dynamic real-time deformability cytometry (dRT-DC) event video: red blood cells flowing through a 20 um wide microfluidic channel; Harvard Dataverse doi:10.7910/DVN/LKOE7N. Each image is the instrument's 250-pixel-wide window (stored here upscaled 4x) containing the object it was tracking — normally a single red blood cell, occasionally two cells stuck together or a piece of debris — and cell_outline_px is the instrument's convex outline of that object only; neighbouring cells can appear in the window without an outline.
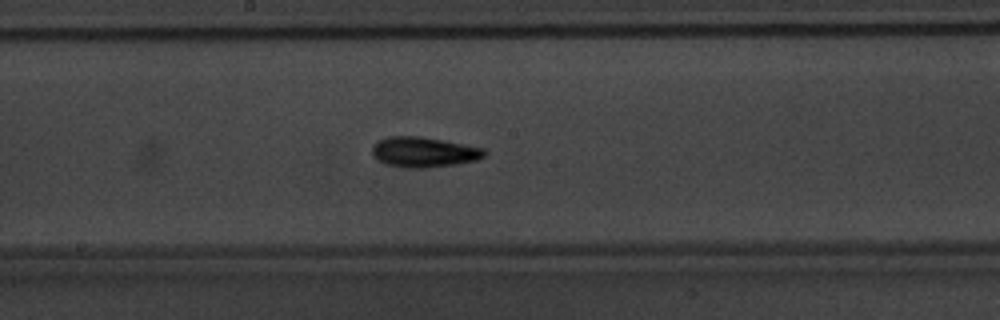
{"species": "common noctule bat (a hibernating species)", "species_latin": "Nyctalus noctula", "temperature_condition": "warm", "stored_images_in_passage": 37, "camera_frame_rate_fps": 3000, "um_per_image_px": 0.085, "animal": {"sex": "male", "body_mass_g": 20.1, "forearm_length_mm": 53.5}, "frame": {"image": 1, "passage_image": 14, "time_ms": 4.333, "image_size_px": [1000, 320], "cell_outline_px": [[488, 152], [484, 156], [476, 160], [456, 164], [424, 168], [404, 168], [384, 164], [372, 152], [372, 144], [388, 136], [416, 136], [464, 144], [484, 148]], "centroid_in_image_um": [36.03, 12.93], "position_along_channel_um": 212.2, "area_um2": 19.65}}
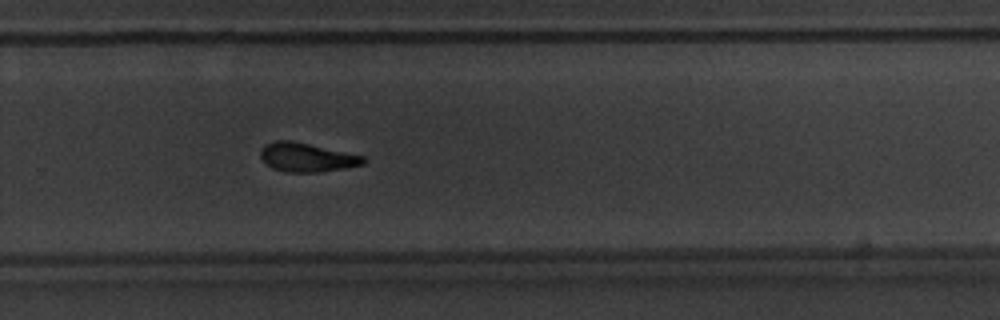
{"frame": {"image": 2, "passage_image": 21, "time_ms": 6.667, "image_size_px": [1000, 320], "cell_outline_px": [[368, 160], [364, 164], [344, 168], [316, 172], [288, 172], [272, 168], [260, 156], [260, 152], [264, 144], [276, 140], [292, 140], [364, 156]], "centroid_in_image_um": [26.08, 13.36], "position_along_channel_um": 303.7, "area_um2": 17.22}}
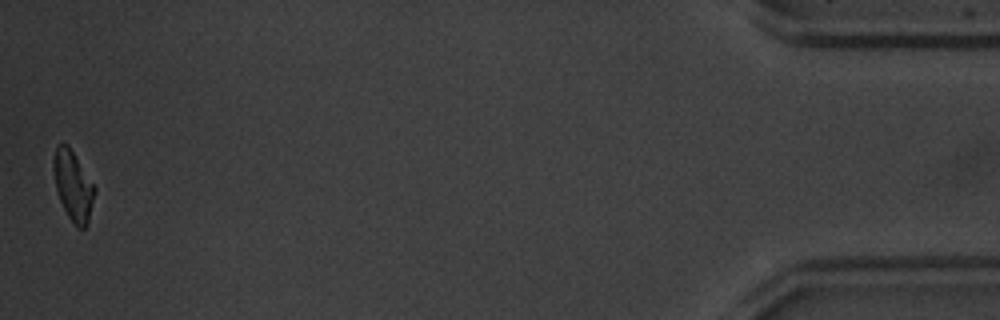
{"frame": {"image": 3, "passage_image": 37, "time_ms": 12.0, "image_size_px": [1000, 320], "cell_outline_px": [[96, 192], [88, 224], [84, 228], [76, 228], [68, 216], [60, 200], [56, 188], [52, 168], [52, 164], [56, 148], [60, 144], [68, 144], [96, 188]], "centroid_in_image_um": [6.22, 15.82], "position_along_channel_um": 429.0, "area_um2": 16.7}, "authors_computed_cell_mechanics": {"area_um2": 17.629, "velocity_mm_per_s": 3.9406, "shape_relaxation_time_tau1_ms": 4.112, "shape_relaxation_time_tau2_ms": 7.182, "deformation_change_tau1": 0.1578, "deformation_change_tau2": 0.1743}}